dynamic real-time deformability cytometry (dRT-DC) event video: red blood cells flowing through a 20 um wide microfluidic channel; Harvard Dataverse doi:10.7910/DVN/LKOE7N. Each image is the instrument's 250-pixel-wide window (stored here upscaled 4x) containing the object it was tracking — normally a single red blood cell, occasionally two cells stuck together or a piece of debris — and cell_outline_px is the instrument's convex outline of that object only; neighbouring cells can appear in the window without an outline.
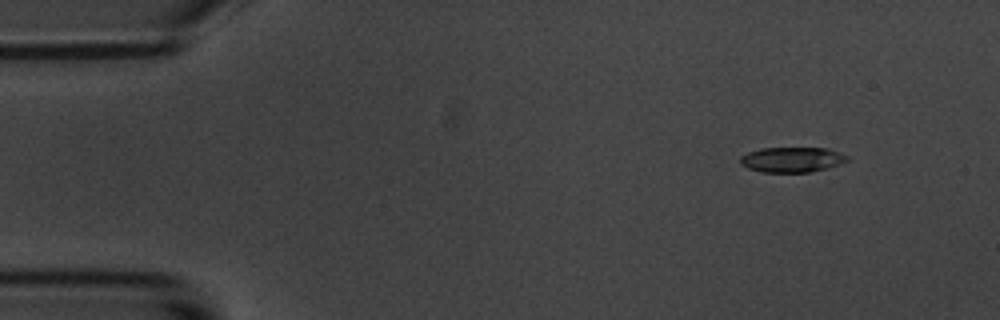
{"species": "common noctule bat (a hibernating species)", "species_latin": "Nyctalus noctula", "temperature_condition": "room temperature", "stored_images_in_passage": 51, "camera_frame_rate_fps": 3000, "um_per_image_px": 0.085, "animal": {"sex": "male", "body_mass_g": 20.1, "forearm_length_mm": 53.5}, "frame": {"image": 1, "passage_image": 1, "time_ms": 0.0, "image_size_px": [1000, 320], "cell_outline_px": [[848, 160], [840, 164], [828, 168], [808, 172], [760, 172], [748, 168], [740, 164], [740, 156], [748, 152], [760, 148], [828, 148], [840, 152], [848, 156]], "centroid_in_image_um": [67.31, 13.56], "position_along_channel_um": 17.7, "area_um2": 15.78}}
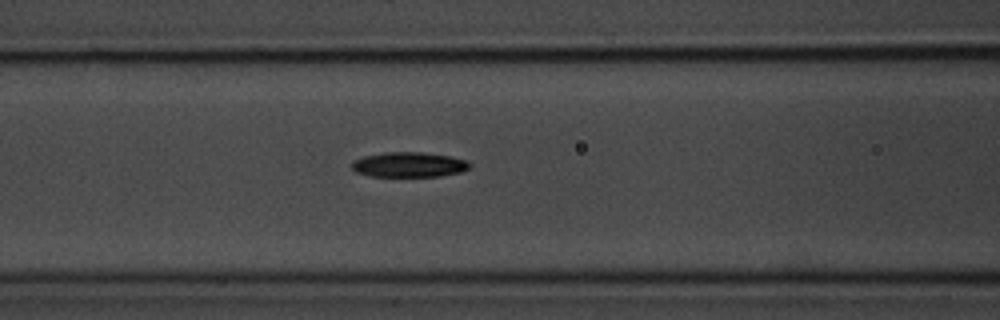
{"frame": {"image": 2, "passage_image": 18, "time_ms": 5.667, "image_size_px": [1000, 320], "cell_outline_px": [[472, 164], [468, 168], [460, 172], [440, 176], [368, 176], [356, 172], [352, 168], [352, 160], [364, 156], [384, 152], [420, 152], [448, 156], [464, 160]], "centroid_in_image_um": [34.71, 13.99], "position_along_channel_um": 131.9, "area_um2": 17.05}}
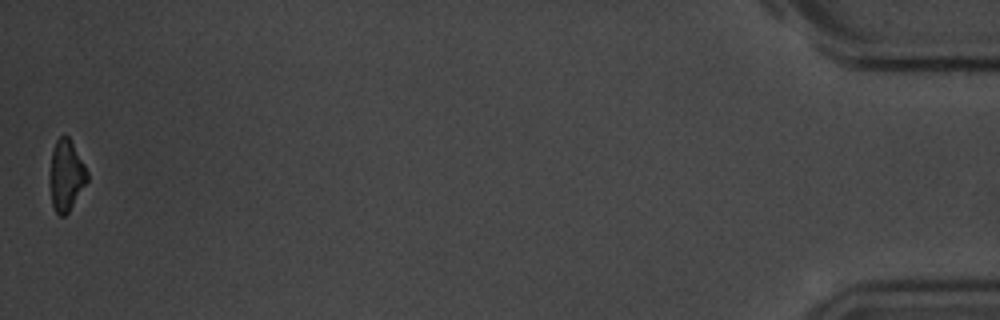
{"frame": {"image": 3, "passage_image": 51, "time_ms": 16.667, "image_size_px": [1000, 320], "cell_outline_px": [[88, 180], [68, 212], [64, 216], [60, 216], [56, 212], [52, 204], [52, 152], [56, 140], [60, 136], [68, 136], [84, 164], [88, 172]], "centroid_in_image_um": [5.66, 14.91], "position_along_channel_um": 429.5, "area_um2": 14.68}, "authors_computed_cell_mechanics": {"area_um2": 16.9932, "velocity_mm_per_s": 3.5785, "shape_relaxation_time_tau1_ms": 2.6415, "shape_relaxation_time_tau2_ms": null, "deformation_change_tau1": 0.1206, "deformation_change_tau2": null}}